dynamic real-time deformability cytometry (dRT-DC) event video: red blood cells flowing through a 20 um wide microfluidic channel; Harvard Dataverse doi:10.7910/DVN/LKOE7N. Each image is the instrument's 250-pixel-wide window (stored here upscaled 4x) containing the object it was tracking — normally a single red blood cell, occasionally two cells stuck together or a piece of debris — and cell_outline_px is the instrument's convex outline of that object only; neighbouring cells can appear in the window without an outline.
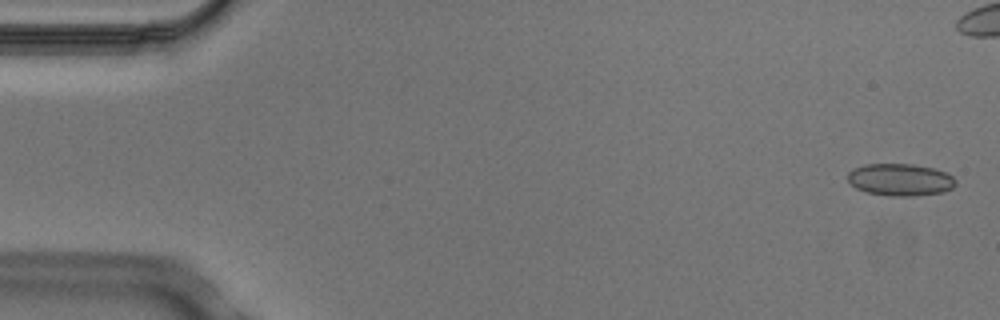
{"species": "Egyptian fruit bat (a non-hibernating species)", "species_latin": "Rousettus aegyptiacus", "temperature_condition": "cold", "stored_images_in_passage": 9, "segment_of_instrument_passage": [1, 2], "camera_frame_rate_fps": 3000, "um_per_image_px": 0.085, "animal": {"sex": "male"}, "frame": {"image": 1, "passage_image": 1, "time_ms": 0.0, "image_size_px": [1000, 320], "cell_outline_px": [[956, 184], [952, 188], [944, 192], [912, 196], [888, 196], [868, 192], [856, 188], [848, 180], [848, 172], [852, 168], [864, 164], [912, 164], [932, 168], [948, 172], [956, 180]], "centroid_in_image_um": [76.53, 15.27], "position_along_channel_um": 8.5, "area_um2": 20.35}}
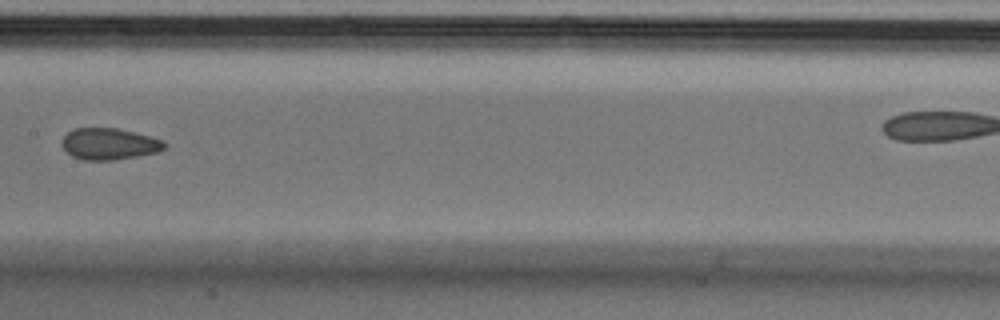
{"frame": {"image": 2, "passage_image": 7, "time_ms": 2.0, "image_size_px": [1000, 320], "cell_outline_px": [[168, 144], [160, 152], [116, 160], [84, 160], [72, 156], [60, 144], [64, 136], [72, 128], [116, 128], [136, 132], [164, 140]], "centroid_in_image_um": [9.32, 12.23], "position_along_channel_um": 198.1, "area_um2": 19.07}}
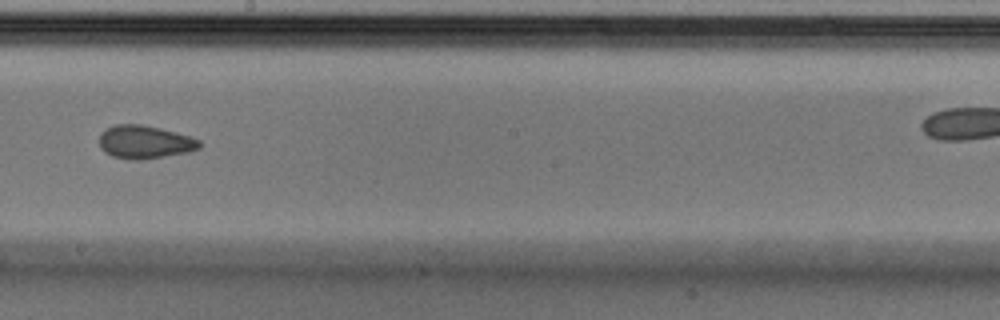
{"frame": {"image": 3, "passage_image": 8, "time_ms": 2.333, "image_size_px": [1000, 320], "cell_outline_px": [[200, 148], [188, 152], [140, 160], [132, 160], [112, 156], [104, 152], [100, 148], [100, 132], [116, 124], [140, 124], [160, 128], [192, 136], [200, 140]], "centroid_in_image_um": [12.3, 12.07], "position_along_channel_um": 235.9, "area_um2": 19.42}}